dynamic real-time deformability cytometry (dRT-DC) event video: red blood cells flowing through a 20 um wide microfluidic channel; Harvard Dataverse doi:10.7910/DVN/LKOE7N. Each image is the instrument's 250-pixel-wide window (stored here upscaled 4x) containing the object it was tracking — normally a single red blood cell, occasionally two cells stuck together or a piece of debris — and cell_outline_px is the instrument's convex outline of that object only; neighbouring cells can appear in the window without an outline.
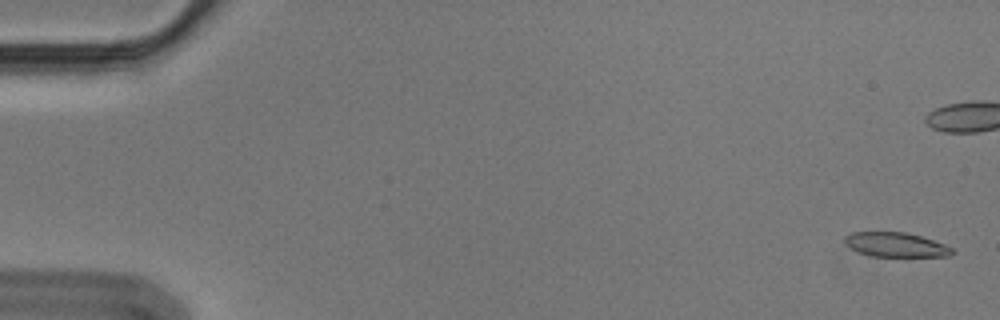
{"species": "Egyptian fruit bat (a non-hibernating species)", "species_latin": "Rousettus aegyptiacus", "temperature_condition": "cold", "stored_images_in_passage": 58, "camera_frame_rate_fps": 3000, "um_per_image_px": 0.085, "animal": {"sex": "male"}, "frame": {"image": 1, "passage_image": 2, "time_ms": 0.333, "image_size_px": [1000, 320], "cell_outline_px": [[956, 252], [952, 256], [868, 256], [852, 248], [844, 240], [844, 236], [852, 232], [904, 232], [920, 236], [944, 244], [952, 248]], "centroid_in_image_um": [76.17, 20.8], "position_along_channel_um": 8.8, "area_um2": 15.14}}
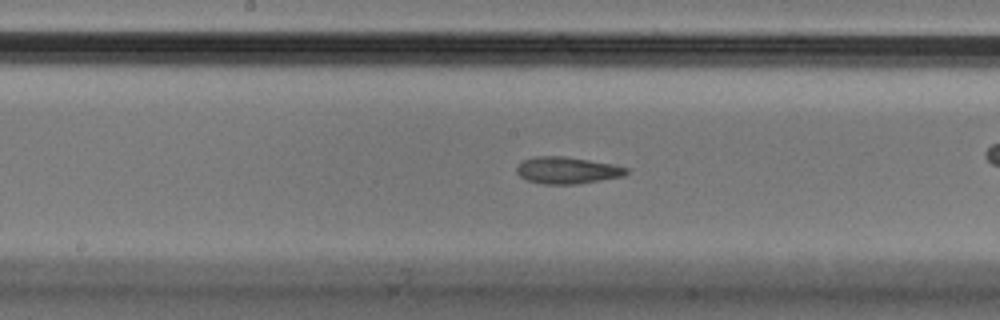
{"frame": {"image": 2, "passage_image": 30, "time_ms": 9.667, "image_size_px": [1000, 320], "cell_outline_px": [[628, 172], [624, 176], [576, 184], [544, 184], [528, 180], [520, 176], [516, 172], [516, 168], [524, 160], [536, 156], [564, 156], [612, 164], [628, 168]], "centroid_in_image_um": [48.21, 14.48], "position_along_channel_um": 200.0, "area_um2": 16.94}}
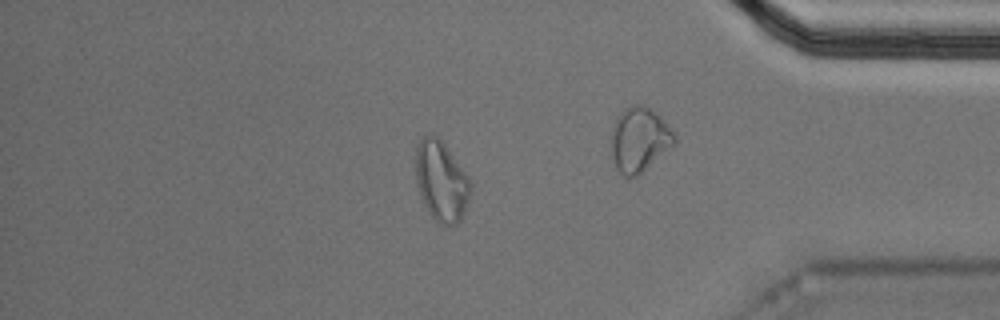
{"frame": {"image": 3, "passage_image": 49, "time_ms": 16.0, "image_size_px": [1000, 320], "cell_outline_px": [[472, 188], [464, 212], [460, 220], [456, 224], [448, 228], [440, 224], [428, 212], [424, 204], [416, 184], [416, 148], [420, 140], [424, 136], [436, 136], [444, 144], [472, 180]], "centroid_in_image_um": [37.53, 15.44], "position_along_channel_um": 397.7, "area_um2": 25.66}, "authors_computed_cell_mechanics": {"area_um2": 16.9354, "velocity_mm_per_s": 3.5703, "shape_relaxation_time_tau1_ms": 8.2281, "shape_relaxation_time_tau2_ms": 4.222, "deformation_change_tau1": 0.2444, "deformation_change_tau2": 0.122}}